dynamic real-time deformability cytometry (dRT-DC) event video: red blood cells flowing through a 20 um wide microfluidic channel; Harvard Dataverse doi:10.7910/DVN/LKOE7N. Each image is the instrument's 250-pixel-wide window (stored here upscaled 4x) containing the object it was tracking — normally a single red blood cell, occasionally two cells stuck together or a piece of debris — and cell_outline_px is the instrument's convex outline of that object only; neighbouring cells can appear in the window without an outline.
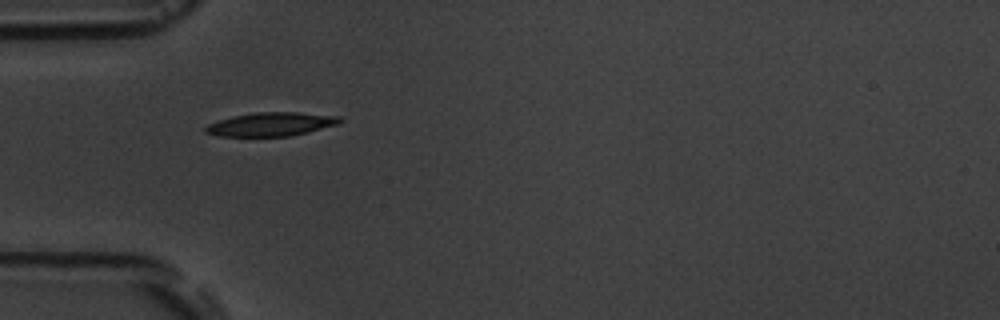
{"species": "common noctule bat (a hibernating species)", "species_latin": "Nyctalus noctula", "temperature_condition": "room temperature", "stored_images_in_passage": 2, "camera_frame_rate_fps": 3000, "um_per_image_px": 0.085, "animal": {"sex": "male", "body_mass_g": 19.5, "forearm_length_mm": 54.6}, "frame": {"image": 1, "passage_image": 1, "time_ms": 0.0, "image_size_px": [1000, 320], "cell_outline_px": [[344, 120], [340, 124], [292, 136], [220, 136], [204, 132], [204, 128], [208, 124], [232, 116], [252, 112], [300, 112], [340, 116]], "centroid_in_image_um": [23.09, 10.55], "position_along_channel_um": 61.9, "area_um2": 18.73}}
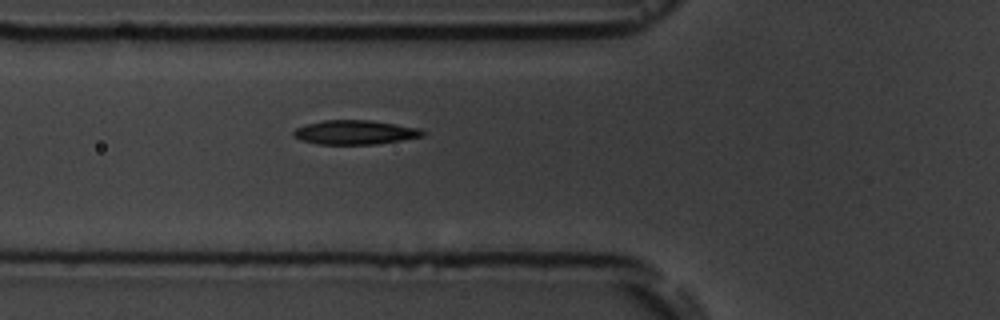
{"frame": {"image": 2, "passage_image": 2, "time_ms": 1.0, "image_size_px": [1000, 320], "cell_outline_px": [[428, 132], [424, 136], [376, 144], [320, 144], [300, 140], [292, 136], [292, 132], [296, 128], [308, 124], [324, 120], [372, 120], [420, 128]], "centroid_in_image_um": [30.2, 11.24], "position_along_channel_um": 95.6, "area_um2": 18.26}}